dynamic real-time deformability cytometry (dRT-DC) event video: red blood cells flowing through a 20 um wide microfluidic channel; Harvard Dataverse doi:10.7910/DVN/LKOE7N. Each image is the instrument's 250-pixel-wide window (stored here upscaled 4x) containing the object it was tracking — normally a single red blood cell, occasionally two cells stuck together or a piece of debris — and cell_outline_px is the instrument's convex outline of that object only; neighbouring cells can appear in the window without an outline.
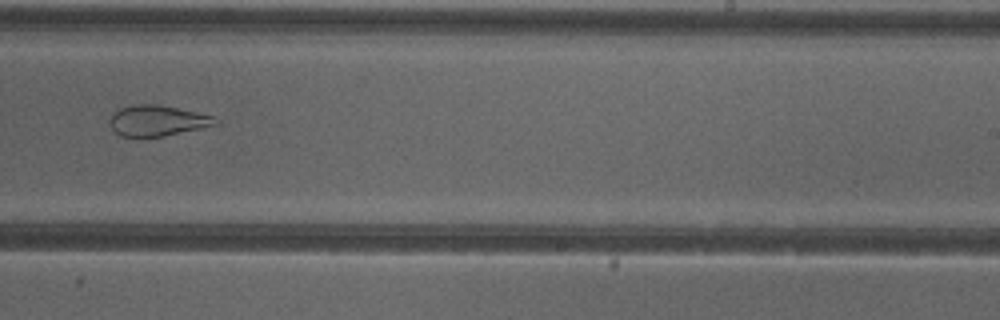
{"species": "common noctule bat (a hibernating species)", "species_latin": "Nyctalus noctula", "temperature_condition": "cold", "stored_images_in_passage": 51, "segment_of_instrument_passage": [2, 2], "camera_frame_rate_fps": 3000, "um_per_image_px": 0.085, "animal": {"sex": "female"}, "frame": {"image": 1, "passage_image": 32, "time_ms": 10.333, "image_size_px": [1000, 320], "cell_outline_px": [[220, 124], [164, 136], [120, 136], [108, 124], [108, 120], [112, 112], [120, 108], [136, 104], [160, 104], [216, 116], [220, 120]], "centroid_in_image_um": [13.4, 10.24], "position_along_channel_um": 275.6, "area_um2": 19.19}}
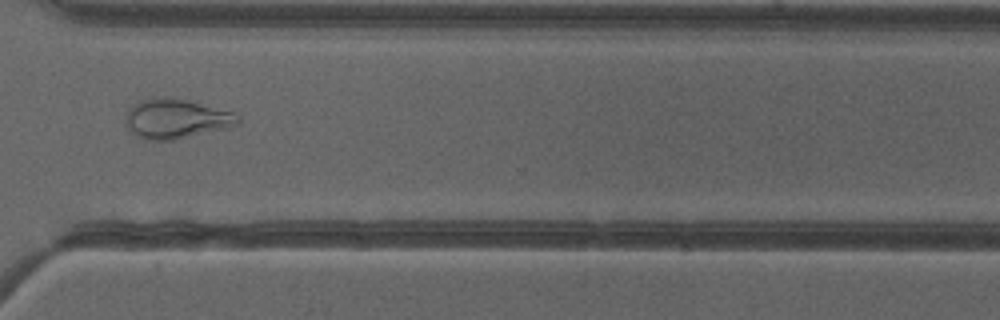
{"frame": {"image": 2, "passage_image": 38, "time_ms": 12.333, "image_size_px": [1000, 320], "cell_outline_px": [[240, 124], [228, 128], [172, 140], [144, 140], [132, 132], [128, 128], [124, 120], [124, 116], [128, 108], [132, 104], [140, 100], [156, 96], [164, 96], [188, 100], [232, 112], [240, 120]], "centroid_in_image_um": [14.91, 10.08], "position_along_channel_um": 355.7, "area_um2": 26.13}}